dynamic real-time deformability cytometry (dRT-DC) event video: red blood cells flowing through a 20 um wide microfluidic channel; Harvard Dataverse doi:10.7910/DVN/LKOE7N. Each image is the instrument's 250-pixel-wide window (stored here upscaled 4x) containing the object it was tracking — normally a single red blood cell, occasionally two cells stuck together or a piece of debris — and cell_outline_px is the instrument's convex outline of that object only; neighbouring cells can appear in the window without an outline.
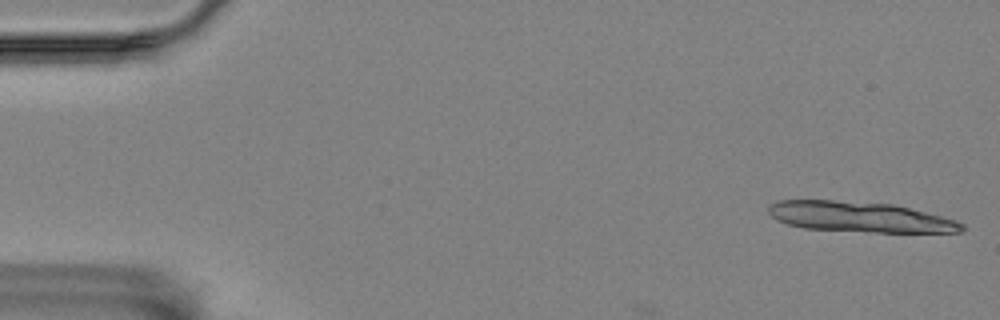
{"species": "Egyptian fruit bat (a non-hibernating species)", "species_latin": "Rousettus aegyptiacus", "temperature_condition": "room temperature", "stored_images_in_passage": 7, "camera_frame_rate_fps": 3000, "um_per_image_px": 0.085, "animal": {"sex": "female"}, "frame": {"image": 1, "passage_image": 1, "time_ms": 0.0, "image_size_px": [1000, 320], "cell_outline_px": [[964, 228], [960, 232], [868, 232], [804, 228], [788, 224], [776, 220], [768, 212], [768, 208], [776, 200], [832, 200], [892, 204], [956, 220], [964, 224]], "centroid_in_image_um": [73.05, 18.44], "position_along_channel_um": 11.9, "area_um2": 33.93}}